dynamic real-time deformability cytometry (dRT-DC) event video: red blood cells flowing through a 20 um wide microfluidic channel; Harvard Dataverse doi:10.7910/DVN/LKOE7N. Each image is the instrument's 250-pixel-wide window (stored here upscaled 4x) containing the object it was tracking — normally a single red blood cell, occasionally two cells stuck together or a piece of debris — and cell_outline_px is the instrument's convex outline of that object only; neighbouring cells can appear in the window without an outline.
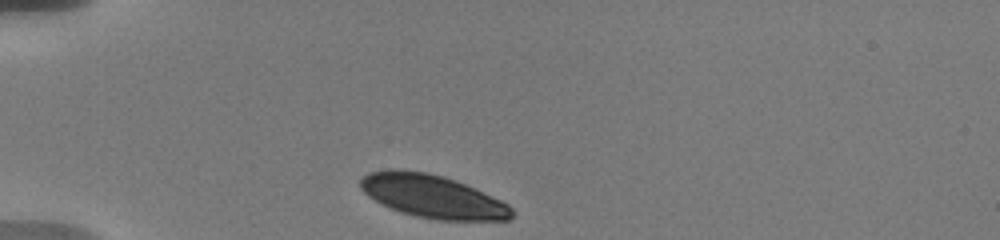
{"species": "human", "species_latin": "Homo sapiens", "temperature_condition": "warm", "stored_images_in_passage": 12, "camera_frame_rate_fps": 3000, "um_per_image_px": 0.085, "donor": {"sex": "male"}, "frame": {"image": 1, "passage_image": 1, "time_ms": 0.0, "image_size_px": [1000, 240], "cell_outline_px": [[512, 216], [508, 220], [436, 220], [416, 216], [400, 212], [368, 196], [360, 188], [360, 180], [368, 172], [392, 168], [400, 168], [428, 172], [444, 176], [456, 180], [500, 200], [508, 204], [512, 208]], "centroid_in_image_um": [36.73, 16.67], "position_along_channel_um": 48.3, "area_um2": 37.92}}